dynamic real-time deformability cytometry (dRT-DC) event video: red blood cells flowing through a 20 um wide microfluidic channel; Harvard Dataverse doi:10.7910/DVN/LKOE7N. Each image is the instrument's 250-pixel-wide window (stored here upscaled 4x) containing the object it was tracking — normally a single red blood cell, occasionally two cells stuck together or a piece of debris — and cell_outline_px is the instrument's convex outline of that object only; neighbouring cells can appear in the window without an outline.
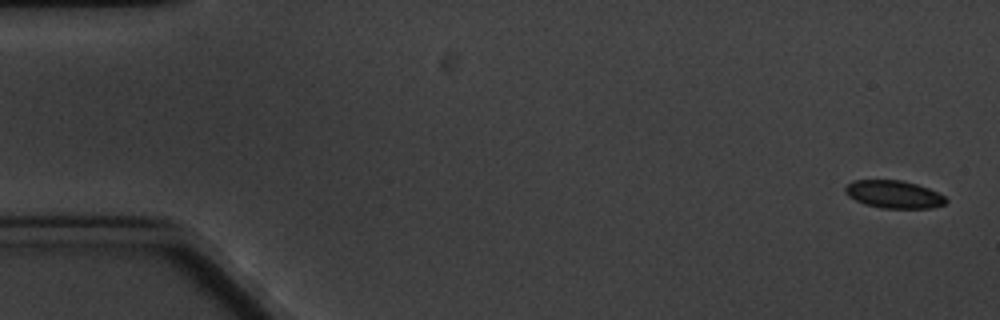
{"species": "common noctule bat (a hibernating species)", "species_latin": "Nyctalus noctula", "temperature_condition": "cold", "stored_images_in_passage": 6, "segment_of_instrument_passage": [1, 2], "camera_frame_rate_fps": 3000, "um_per_image_px": 0.085, "animal": {"sex": "male", "body_mass_g": 20.1, "forearm_length_mm": 53.5}, "frame": {"image": 1, "passage_image": 1, "time_ms": 0.0, "image_size_px": [1000, 320], "cell_outline_px": [[948, 200], [944, 204], [932, 208], [880, 208], [864, 204], [848, 196], [844, 192], [844, 188], [852, 180], [900, 180], [916, 184], [928, 188], [944, 196]], "centroid_in_image_um": [75.95, 16.52], "position_along_channel_um": 9.1, "area_um2": 16.24}}
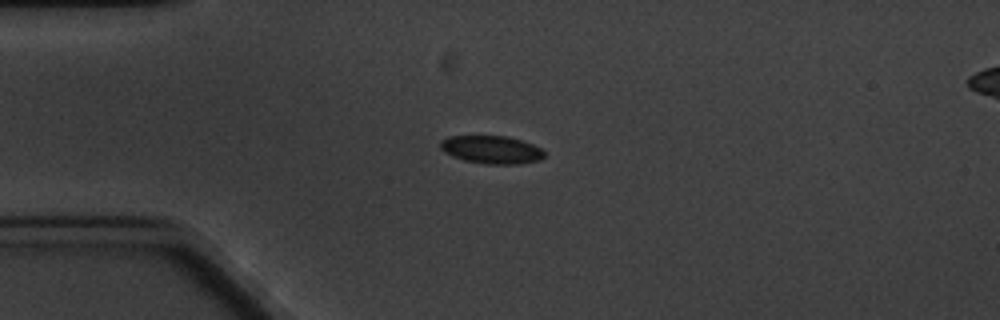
{"frame": {"image": 2, "passage_image": 4, "time_ms": 4.333, "image_size_px": [1000, 320], "cell_outline_px": [[544, 156], [540, 160], [520, 164], [488, 164], [464, 160], [452, 156], [444, 152], [440, 148], [440, 140], [448, 136], [508, 136], [532, 144], [540, 148], [544, 152]], "centroid_in_image_um": [41.76, 12.72], "position_along_channel_um": 43.2, "area_um2": 16.94}}